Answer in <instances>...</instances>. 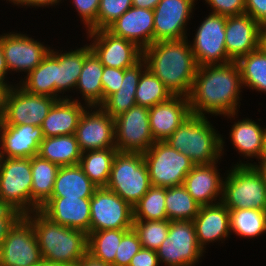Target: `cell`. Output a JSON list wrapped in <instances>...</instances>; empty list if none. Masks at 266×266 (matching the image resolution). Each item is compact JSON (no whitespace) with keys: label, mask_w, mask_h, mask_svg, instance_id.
<instances>
[{"label":"cell","mask_w":266,"mask_h":266,"mask_svg":"<svg viewBox=\"0 0 266 266\" xmlns=\"http://www.w3.org/2000/svg\"><path fill=\"white\" fill-rule=\"evenodd\" d=\"M241 87L243 85L237 62L199 66L188 96L191 114H223L233 118L237 115V106H240Z\"/></svg>","instance_id":"1"},{"label":"cell","mask_w":266,"mask_h":266,"mask_svg":"<svg viewBox=\"0 0 266 266\" xmlns=\"http://www.w3.org/2000/svg\"><path fill=\"white\" fill-rule=\"evenodd\" d=\"M143 59L173 95L189 96L199 66L187 38L154 42L143 49Z\"/></svg>","instance_id":"2"},{"label":"cell","mask_w":266,"mask_h":266,"mask_svg":"<svg viewBox=\"0 0 266 266\" xmlns=\"http://www.w3.org/2000/svg\"><path fill=\"white\" fill-rule=\"evenodd\" d=\"M37 236L42 259L70 266L87 254L88 235L53 222L40 210L24 215Z\"/></svg>","instance_id":"3"},{"label":"cell","mask_w":266,"mask_h":266,"mask_svg":"<svg viewBox=\"0 0 266 266\" xmlns=\"http://www.w3.org/2000/svg\"><path fill=\"white\" fill-rule=\"evenodd\" d=\"M215 131L206 116L191 115L165 142L195 165L212 164L220 160L225 143Z\"/></svg>","instance_id":"4"},{"label":"cell","mask_w":266,"mask_h":266,"mask_svg":"<svg viewBox=\"0 0 266 266\" xmlns=\"http://www.w3.org/2000/svg\"><path fill=\"white\" fill-rule=\"evenodd\" d=\"M223 181L222 203L229 209L266 211V182L253 165H234Z\"/></svg>","instance_id":"5"},{"label":"cell","mask_w":266,"mask_h":266,"mask_svg":"<svg viewBox=\"0 0 266 266\" xmlns=\"http://www.w3.org/2000/svg\"><path fill=\"white\" fill-rule=\"evenodd\" d=\"M151 186L143 153H116L107 189L134 207Z\"/></svg>","instance_id":"6"},{"label":"cell","mask_w":266,"mask_h":266,"mask_svg":"<svg viewBox=\"0 0 266 266\" xmlns=\"http://www.w3.org/2000/svg\"><path fill=\"white\" fill-rule=\"evenodd\" d=\"M152 186L169 188L182 185L195 164L165 141H156L143 153Z\"/></svg>","instance_id":"7"},{"label":"cell","mask_w":266,"mask_h":266,"mask_svg":"<svg viewBox=\"0 0 266 266\" xmlns=\"http://www.w3.org/2000/svg\"><path fill=\"white\" fill-rule=\"evenodd\" d=\"M31 158H0V205L31 213Z\"/></svg>","instance_id":"8"},{"label":"cell","mask_w":266,"mask_h":266,"mask_svg":"<svg viewBox=\"0 0 266 266\" xmlns=\"http://www.w3.org/2000/svg\"><path fill=\"white\" fill-rule=\"evenodd\" d=\"M56 98L28 93L20 85L9 86L4 97L0 125H42Z\"/></svg>","instance_id":"9"},{"label":"cell","mask_w":266,"mask_h":266,"mask_svg":"<svg viewBox=\"0 0 266 266\" xmlns=\"http://www.w3.org/2000/svg\"><path fill=\"white\" fill-rule=\"evenodd\" d=\"M159 263L195 266L203 255L193 221H170L168 236L156 250Z\"/></svg>","instance_id":"10"},{"label":"cell","mask_w":266,"mask_h":266,"mask_svg":"<svg viewBox=\"0 0 266 266\" xmlns=\"http://www.w3.org/2000/svg\"><path fill=\"white\" fill-rule=\"evenodd\" d=\"M90 212V233L132 228L133 207L106 187L95 190L90 198Z\"/></svg>","instance_id":"11"},{"label":"cell","mask_w":266,"mask_h":266,"mask_svg":"<svg viewBox=\"0 0 266 266\" xmlns=\"http://www.w3.org/2000/svg\"><path fill=\"white\" fill-rule=\"evenodd\" d=\"M114 120L118 152L145 153L155 143L149 124V108L134 105Z\"/></svg>","instance_id":"12"},{"label":"cell","mask_w":266,"mask_h":266,"mask_svg":"<svg viewBox=\"0 0 266 266\" xmlns=\"http://www.w3.org/2000/svg\"><path fill=\"white\" fill-rule=\"evenodd\" d=\"M42 260L31 222L23 215L9 230L0 251V266H33Z\"/></svg>","instance_id":"13"},{"label":"cell","mask_w":266,"mask_h":266,"mask_svg":"<svg viewBox=\"0 0 266 266\" xmlns=\"http://www.w3.org/2000/svg\"><path fill=\"white\" fill-rule=\"evenodd\" d=\"M226 16L211 13L195 32L191 45L198 66L231 62L225 48Z\"/></svg>","instance_id":"14"},{"label":"cell","mask_w":266,"mask_h":266,"mask_svg":"<svg viewBox=\"0 0 266 266\" xmlns=\"http://www.w3.org/2000/svg\"><path fill=\"white\" fill-rule=\"evenodd\" d=\"M93 43L91 51L106 67L126 69L143 58V49L136 43L118 37L107 29L87 32Z\"/></svg>","instance_id":"15"},{"label":"cell","mask_w":266,"mask_h":266,"mask_svg":"<svg viewBox=\"0 0 266 266\" xmlns=\"http://www.w3.org/2000/svg\"><path fill=\"white\" fill-rule=\"evenodd\" d=\"M74 135L81 152L115 148V120L100 106L86 107Z\"/></svg>","instance_id":"16"},{"label":"cell","mask_w":266,"mask_h":266,"mask_svg":"<svg viewBox=\"0 0 266 266\" xmlns=\"http://www.w3.org/2000/svg\"><path fill=\"white\" fill-rule=\"evenodd\" d=\"M195 0H160L154 12V42L187 38L185 26Z\"/></svg>","instance_id":"17"},{"label":"cell","mask_w":266,"mask_h":266,"mask_svg":"<svg viewBox=\"0 0 266 266\" xmlns=\"http://www.w3.org/2000/svg\"><path fill=\"white\" fill-rule=\"evenodd\" d=\"M8 71L34 70L49 53L50 47L21 33L10 32L0 36Z\"/></svg>","instance_id":"18"},{"label":"cell","mask_w":266,"mask_h":266,"mask_svg":"<svg viewBox=\"0 0 266 266\" xmlns=\"http://www.w3.org/2000/svg\"><path fill=\"white\" fill-rule=\"evenodd\" d=\"M261 25L250 15L226 16L225 48L231 61L259 48Z\"/></svg>","instance_id":"19"},{"label":"cell","mask_w":266,"mask_h":266,"mask_svg":"<svg viewBox=\"0 0 266 266\" xmlns=\"http://www.w3.org/2000/svg\"><path fill=\"white\" fill-rule=\"evenodd\" d=\"M44 138L40 126L0 125V157L31 158L36 156Z\"/></svg>","instance_id":"20"},{"label":"cell","mask_w":266,"mask_h":266,"mask_svg":"<svg viewBox=\"0 0 266 266\" xmlns=\"http://www.w3.org/2000/svg\"><path fill=\"white\" fill-rule=\"evenodd\" d=\"M40 211L55 223L90 233V198L50 197Z\"/></svg>","instance_id":"21"},{"label":"cell","mask_w":266,"mask_h":266,"mask_svg":"<svg viewBox=\"0 0 266 266\" xmlns=\"http://www.w3.org/2000/svg\"><path fill=\"white\" fill-rule=\"evenodd\" d=\"M191 115L189 98L183 95H174L149 108V124L155 142L167 140Z\"/></svg>","instance_id":"22"},{"label":"cell","mask_w":266,"mask_h":266,"mask_svg":"<svg viewBox=\"0 0 266 266\" xmlns=\"http://www.w3.org/2000/svg\"><path fill=\"white\" fill-rule=\"evenodd\" d=\"M107 30L144 49L154 43V12L132 6L121 17L117 18Z\"/></svg>","instance_id":"23"},{"label":"cell","mask_w":266,"mask_h":266,"mask_svg":"<svg viewBox=\"0 0 266 266\" xmlns=\"http://www.w3.org/2000/svg\"><path fill=\"white\" fill-rule=\"evenodd\" d=\"M193 224L198 244L203 251L207 243L225 240L231 234L229 209L221 201L201 206Z\"/></svg>","instance_id":"24"},{"label":"cell","mask_w":266,"mask_h":266,"mask_svg":"<svg viewBox=\"0 0 266 266\" xmlns=\"http://www.w3.org/2000/svg\"><path fill=\"white\" fill-rule=\"evenodd\" d=\"M218 162L207 165H195L193 169L185 177L183 185L187 189L192 198L203 205H212L217 197L222 201L223 181L217 169ZM214 201V203H213Z\"/></svg>","instance_id":"25"},{"label":"cell","mask_w":266,"mask_h":266,"mask_svg":"<svg viewBox=\"0 0 266 266\" xmlns=\"http://www.w3.org/2000/svg\"><path fill=\"white\" fill-rule=\"evenodd\" d=\"M79 101L65 96V99L53 104L41 125L45 138L75 134L79 119L87 107Z\"/></svg>","instance_id":"26"},{"label":"cell","mask_w":266,"mask_h":266,"mask_svg":"<svg viewBox=\"0 0 266 266\" xmlns=\"http://www.w3.org/2000/svg\"><path fill=\"white\" fill-rule=\"evenodd\" d=\"M146 68V62L142 58L132 67L124 69L123 82L120 85V89L110 95L100 106L113 119L136 105L135 94L138 81L143 72L142 70Z\"/></svg>","instance_id":"27"},{"label":"cell","mask_w":266,"mask_h":266,"mask_svg":"<svg viewBox=\"0 0 266 266\" xmlns=\"http://www.w3.org/2000/svg\"><path fill=\"white\" fill-rule=\"evenodd\" d=\"M97 188L79 165L60 166L51 197L91 198Z\"/></svg>","instance_id":"28"},{"label":"cell","mask_w":266,"mask_h":266,"mask_svg":"<svg viewBox=\"0 0 266 266\" xmlns=\"http://www.w3.org/2000/svg\"><path fill=\"white\" fill-rule=\"evenodd\" d=\"M91 52V48L88 45L65 53L56 51L57 100L65 99L61 95L59 96V93L63 92L62 94H64L65 91L76 88L84 60Z\"/></svg>","instance_id":"29"},{"label":"cell","mask_w":266,"mask_h":266,"mask_svg":"<svg viewBox=\"0 0 266 266\" xmlns=\"http://www.w3.org/2000/svg\"><path fill=\"white\" fill-rule=\"evenodd\" d=\"M59 168V165L39 155L31 157V213L40 210V207L51 197Z\"/></svg>","instance_id":"30"},{"label":"cell","mask_w":266,"mask_h":266,"mask_svg":"<svg viewBox=\"0 0 266 266\" xmlns=\"http://www.w3.org/2000/svg\"><path fill=\"white\" fill-rule=\"evenodd\" d=\"M82 152L74 134L44 138L38 155L59 166L78 165Z\"/></svg>","instance_id":"31"},{"label":"cell","mask_w":266,"mask_h":266,"mask_svg":"<svg viewBox=\"0 0 266 266\" xmlns=\"http://www.w3.org/2000/svg\"><path fill=\"white\" fill-rule=\"evenodd\" d=\"M266 128L257 124L252 119H243L234 122L230 131V138L234 148L244 157L260 158L263 150V139Z\"/></svg>","instance_id":"32"},{"label":"cell","mask_w":266,"mask_h":266,"mask_svg":"<svg viewBox=\"0 0 266 266\" xmlns=\"http://www.w3.org/2000/svg\"><path fill=\"white\" fill-rule=\"evenodd\" d=\"M25 77L19 85L28 93L56 98V51L50 49L42 62Z\"/></svg>","instance_id":"33"},{"label":"cell","mask_w":266,"mask_h":266,"mask_svg":"<svg viewBox=\"0 0 266 266\" xmlns=\"http://www.w3.org/2000/svg\"><path fill=\"white\" fill-rule=\"evenodd\" d=\"M104 65L91 52L84 60L76 89L80 91L85 99L86 106L96 107L103 103V85L101 82Z\"/></svg>","instance_id":"34"},{"label":"cell","mask_w":266,"mask_h":266,"mask_svg":"<svg viewBox=\"0 0 266 266\" xmlns=\"http://www.w3.org/2000/svg\"><path fill=\"white\" fill-rule=\"evenodd\" d=\"M117 152L116 148L85 151L82 152L78 165L98 188L106 187Z\"/></svg>","instance_id":"35"},{"label":"cell","mask_w":266,"mask_h":266,"mask_svg":"<svg viewBox=\"0 0 266 266\" xmlns=\"http://www.w3.org/2000/svg\"><path fill=\"white\" fill-rule=\"evenodd\" d=\"M201 205L188 193L185 186L166 188L165 208L169 221H193Z\"/></svg>","instance_id":"36"},{"label":"cell","mask_w":266,"mask_h":266,"mask_svg":"<svg viewBox=\"0 0 266 266\" xmlns=\"http://www.w3.org/2000/svg\"><path fill=\"white\" fill-rule=\"evenodd\" d=\"M128 230L109 229L89 233L87 253L101 262L112 265L122 237Z\"/></svg>","instance_id":"37"},{"label":"cell","mask_w":266,"mask_h":266,"mask_svg":"<svg viewBox=\"0 0 266 266\" xmlns=\"http://www.w3.org/2000/svg\"><path fill=\"white\" fill-rule=\"evenodd\" d=\"M237 64L244 87L266 92V52L260 47L241 57Z\"/></svg>","instance_id":"38"},{"label":"cell","mask_w":266,"mask_h":266,"mask_svg":"<svg viewBox=\"0 0 266 266\" xmlns=\"http://www.w3.org/2000/svg\"><path fill=\"white\" fill-rule=\"evenodd\" d=\"M230 231L240 237L253 238L266 232V211L257 209L229 210Z\"/></svg>","instance_id":"39"},{"label":"cell","mask_w":266,"mask_h":266,"mask_svg":"<svg viewBox=\"0 0 266 266\" xmlns=\"http://www.w3.org/2000/svg\"><path fill=\"white\" fill-rule=\"evenodd\" d=\"M174 96L148 68L143 70L136 89V105L151 108Z\"/></svg>","instance_id":"40"},{"label":"cell","mask_w":266,"mask_h":266,"mask_svg":"<svg viewBox=\"0 0 266 266\" xmlns=\"http://www.w3.org/2000/svg\"><path fill=\"white\" fill-rule=\"evenodd\" d=\"M166 188L151 186L133 207V220H167Z\"/></svg>","instance_id":"41"},{"label":"cell","mask_w":266,"mask_h":266,"mask_svg":"<svg viewBox=\"0 0 266 266\" xmlns=\"http://www.w3.org/2000/svg\"><path fill=\"white\" fill-rule=\"evenodd\" d=\"M169 227V220H133L132 225L141 246L155 251L167 238Z\"/></svg>","instance_id":"42"},{"label":"cell","mask_w":266,"mask_h":266,"mask_svg":"<svg viewBox=\"0 0 266 266\" xmlns=\"http://www.w3.org/2000/svg\"><path fill=\"white\" fill-rule=\"evenodd\" d=\"M131 7L132 0H100L97 30L107 29Z\"/></svg>","instance_id":"43"},{"label":"cell","mask_w":266,"mask_h":266,"mask_svg":"<svg viewBox=\"0 0 266 266\" xmlns=\"http://www.w3.org/2000/svg\"><path fill=\"white\" fill-rule=\"evenodd\" d=\"M142 248L137 233L129 229L122 237L112 266H129L133 256Z\"/></svg>","instance_id":"44"},{"label":"cell","mask_w":266,"mask_h":266,"mask_svg":"<svg viewBox=\"0 0 266 266\" xmlns=\"http://www.w3.org/2000/svg\"><path fill=\"white\" fill-rule=\"evenodd\" d=\"M77 12L79 13L86 25L87 31L97 30V15L100 5V0H72Z\"/></svg>","instance_id":"45"},{"label":"cell","mask_w":266,"mask_h":266,"mask_svg":"<svg viewBox=\"0 0 266 266\" xmlns=\"http://www.w3.org/2000/svg\"><path fill=\"white\" fill-rule=\"evenodd\" d=\"M124 69L104 66L101 82L103 85V102L120 89L123 82Z\"/></svg>","instance_id":"46"},{"label":"cell","mask_w":266,"mask_h":266,"mask_svg":"<svg viewBox=\"0 0 266 266\" xmlns=\"http://www.w3.org/2000/svg\"><path fill=\"white\" fill-rule=\"evenodd\" d=\"M214 14L233 16L245 13V0H205Z\"/></svg>","instance_id":"47"},{"label":"cell","mask_w":266,"mask_h":266,"mask_svg":"<svg viewBox=\"0 0 266 266\" xmlns=\"http://www.w3.org/2000/svg\"><path fill=\"white\" fill-rule=\"evenodd\" d=\"M22 216L14 207L0 205V251L9 230Z\"/></svg>","instance_id":"48"},{"label":"cell","mask_w":266,"mask_h":266,"mask_svg":"<svg viewBox=\"0 0 266 266\" xmlns=\"http://www.w3.org/2000/svg\"><path fill=\"white\" fill-rule=\"evenodd\" d=\"M245 13L260 25L266 23V0H245Z\"/></svg>","instance_id":"49"},{"label":"cell","mask_w":266,"mask_h":266,"mask_svg":"<svg viewBox=\"0 0 266 266\" xmlns=\"http://www.w3.org/2000/svg\"><path fill=\"white\" fill-rule=\"evenodd\" d=\"M159 264L157 252L142 247L140 251L133 256L129 266H159Z\"/></svg>","instance_id":"50"},{"label":"cell","mask_w":266,"mask_h":266,"mask_svg":"<svg viewBox=\"0 0 266 266\" xmlns=\"http://www.w3.org/2000/svg\"><path fill=\"white\" fill-rule=\"evenodd\" d=\"M9 2H13L17 5H23V6H37V7H43V6H52L57 5L61 0H8Z\"/></svg>","instance_id":"51"},{"label":"cell","mask_w":266,"mask_h":266,"mask_svg":"<svg viewBox=\"0 0 266 266\" xmlns=\"http://www.w3.org/2000/svg\"><path fill=\"white\" fill-rule=\"evenodd\" d=\"M75 266H112V265L101 262L100 260L93 258L90 254L87 253L75 264Z\"/></svg>","instance_id":"52"},{"label":"cell","mask_w":266,"mask_h":266,"mask_svg":"<svg viewBox=\"0 0 266 266\" xmlns=\"http://www.w3.org/2000/svg\"><path fill=\"white\" fill-rule=\"evenodd\" d=\"M159 2L160 0H132V6L153 10Z\"/></svg>","instance_id":"53"},{"label":"cell","mask_w":266,"mask_h":266,"mask_svg":"<svg viewBox=\"0 0 266 266\" xmlns=\"http://www.w3.org/2000/svg\"><path fill=\"white\" fill-rule=\"evenodd\" d=\"M8 72V68H7V65H6V60H5V57H4V52H3V49H2V46H1V43H0V81L3 82L4 84H6L8 87L9 86H13V85H9L7 84V82L5 81V75L7 74Z\"/></svg>","instance_id":"54"},{"label":"cell","mask_w":266,"mask_h":266,"mask_svg":"<svg viewBox=\"0 0 266 266\" xmlns=\"http://www.w3.org/2000/svg\"><path fill=\"white\" fill-rule=\"evenodd\" d=\"M258 163H259V165H258V164L255 165V164H252V163H242V162L240 161L239 164H238V162H237V164H235V165H253V166H255L256 169L262 174L263 179H264L265 182H266V160H260V162H258Z\"/></svg>","instance_id":"55"},{"label":"cell","mask_w":266,"mask_h":266,"mask_svg":"<svg viewBox=\"0 0 266 266\" xmlns=\"http://www.w3.org/2000/svg\"><path fill=\"white\" fill-rule=\"evenodd\" d=\"M8 89V86L0 81V120L3 115V109H4V97L5 93Z\"/></svg>","instance_id":"56"},{"label":"cell","mask_w":266,"mask_h":266,"mask_svg":"<svg viewBox=\"0 0 266 266\" xmlns=\"http://www.w3.org/2000/svg\"><path fill=\"white\" fill-rule=\"evenodd\" d=\"M259 47L266 52V23L260 27V41Z\"/></svg>","instance_id":"57"},{"label":"cell","mask_w":266,"mask_h":266,"mask_svg":"<svg viewBox=\"0 0 266 266\" xmlns=\"http://www.w3.org/2000/svg\"><path fill=\"white\" fill-rule=\"evenodd\" d=\"M33 266H70V265L42 259L40 263L33 265Z\"/></svg>","instance_id":"58"},{"label":"cell","mask_w":266,"mask_h":266,"mask_svg":"<svg viewBox=\"0 0 266 266\" xmlns=\"http://www.w3.org/2000/svg\"><path fill=\"white\" fill-rule=\"evenodd\" d=\"M259 160H266V131H265L264 139H263V150H262Z\"/></svg>","instance_id":"59"}]
</instances>
